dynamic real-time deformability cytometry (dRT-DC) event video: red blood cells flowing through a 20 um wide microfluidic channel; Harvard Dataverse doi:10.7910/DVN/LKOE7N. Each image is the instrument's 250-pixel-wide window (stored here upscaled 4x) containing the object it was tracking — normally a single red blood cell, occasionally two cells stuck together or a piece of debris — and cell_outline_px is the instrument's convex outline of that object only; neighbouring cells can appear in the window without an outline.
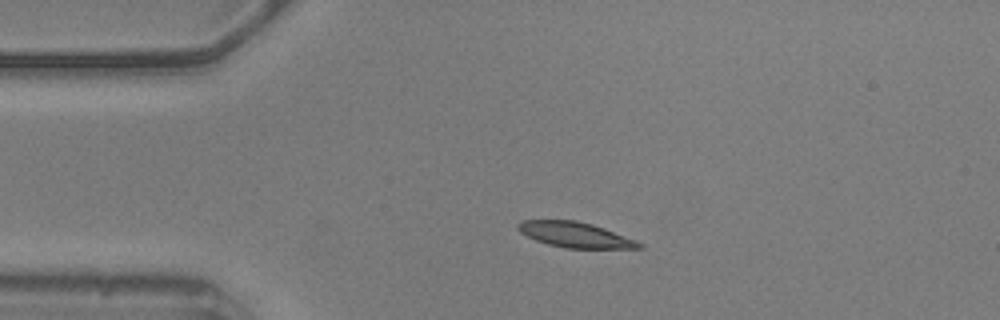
{"species": "common noctule bat (a hibernating species)", "species_latin": "Nyctalus noctula", "temperature_condition": "warm", "stored_images_in_passage": 10, "camera_frame_rate_fps": 3000, "um_per_image_px": 0.085, "animal": {"sex": "male", "body_mass_g": 20.5, "forearm_length_mm": 52.5}, "frame": {"image": 1, "passage_image": 1, "time_ms": 0.0, "image_size_px": [1000, 320], "cell_outline_px": [[644, 248], [564, 248], [548, 244], [536, 240], [520, 232], [516, 228], [516, 224], [524, 220], [576, 220], [592, 224], [604, 228], [636, 240], [644, 244]], "centroid_in_image_um": [48.89, 19.95], "position_along_channel_um": 36.1, "area_um2": 17.86}}